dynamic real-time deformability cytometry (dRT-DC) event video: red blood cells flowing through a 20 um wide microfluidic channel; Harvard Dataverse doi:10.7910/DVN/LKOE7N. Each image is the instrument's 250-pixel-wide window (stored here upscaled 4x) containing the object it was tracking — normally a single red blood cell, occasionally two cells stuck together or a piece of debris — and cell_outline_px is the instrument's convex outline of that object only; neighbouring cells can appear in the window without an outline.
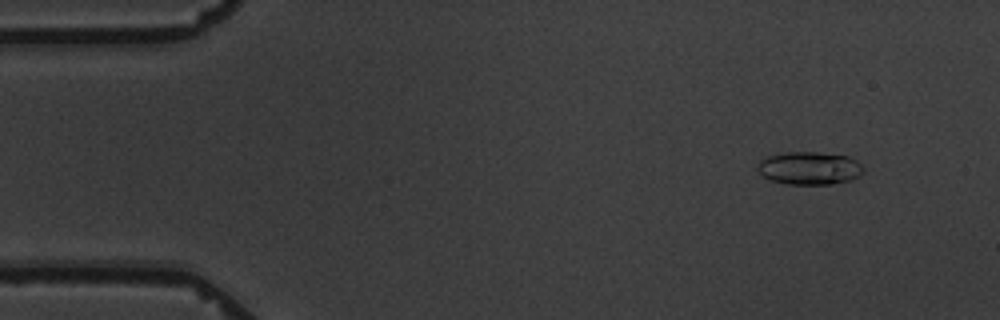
{"species": "common noctule bat (a hibernating species)", "species_latin": "Nyctalus noctula", "temperature_condition": "warm", "stored_images_in_passage": 6, "camera_frame_rate_fps": 3000, "um_per_image_px": 0.085, "animal": {"sex": "male", "body_mass_g": 19.5, "forearm_length_mm": 54.6}, "frame": {"image": 1, "passage_image": 6, "time_ms": 6.0, "image_size_px": [1000, 320], "cell_outline_px": [[864, 172], [860, 176], [852, 180], [832, 184], [788, 184], [768, 180], [756, 168], [760, 160], [768, 156], [788, 152], [816, 152], [848, 156], [856, 160], [864, 168]], "centroid_in_image_um": [68.82, 14.3], "position_along_channel_um": 16.2, "area_um2": 20.4}}